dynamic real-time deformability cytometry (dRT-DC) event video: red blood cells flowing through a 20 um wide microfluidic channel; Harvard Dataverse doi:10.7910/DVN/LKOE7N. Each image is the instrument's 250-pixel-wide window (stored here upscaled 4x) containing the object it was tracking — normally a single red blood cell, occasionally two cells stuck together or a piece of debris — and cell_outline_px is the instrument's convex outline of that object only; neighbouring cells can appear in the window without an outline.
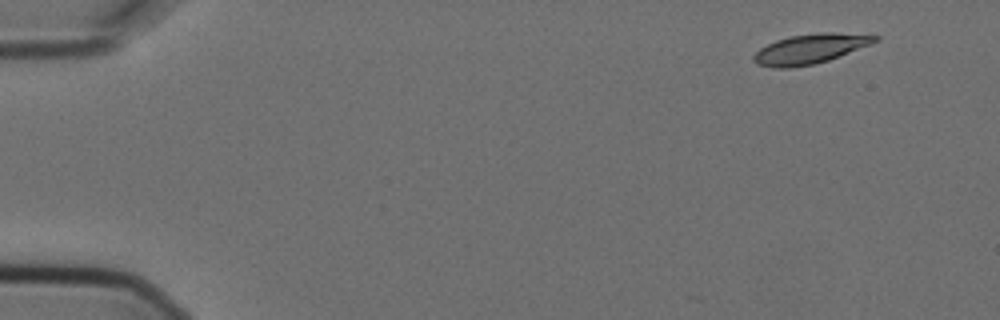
{"species": "Egyptian fruit bat (a non-hibernating species)", "species_latin": "Rousettus aegyptiacus", "temperature_condition": "cold", "stored_images_in_passage": 4, "camera_frame_rate_fps": 3000, "um_per_image_px": 0.085, "animal": {"sex": "female"}, "frame": {"image": 1, "passage_image": 1, "time_ms": 0.0, "image_size_px": [1000, 320], "cell_outline_px": [[880, 40], [828, 60], [816, 64], [788, 68], [772, 68], [756, 64], [752, 60], [752, 56], [760, 48], [776, 40], [792, 36], [820, 32], [832, 32], [880, 36]], "centroid_in_image_um": [68.82, 4.16], "position_along_channel_um": 16.2, "area_um2": 20.87}}